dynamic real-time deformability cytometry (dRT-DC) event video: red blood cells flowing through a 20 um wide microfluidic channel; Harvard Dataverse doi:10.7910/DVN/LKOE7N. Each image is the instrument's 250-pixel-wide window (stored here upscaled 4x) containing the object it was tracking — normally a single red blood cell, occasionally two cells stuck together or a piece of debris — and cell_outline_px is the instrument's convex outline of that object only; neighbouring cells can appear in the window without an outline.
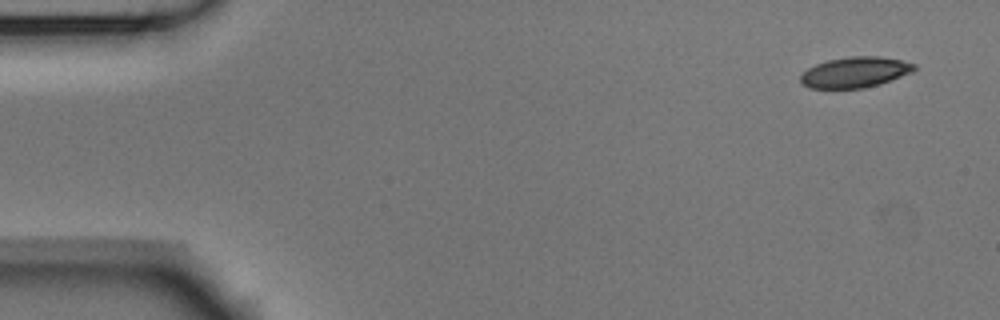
{"species": "Egyptian fruit bat (a non-hibernating species)", "species_latin": "Rousettus aegyptiacus", "temperature_condition": "room temperature", "stored_images_in_passage": 51, "camera_frame_rate_fps": 3000, "um_per_image_px": 0.085, "animal": {"sex": "male"}, "frame": {"image": 1, "passage_image": 1, "time_ms": 0.0, "image_size_px": [1000, 320], "cell_outline_px": [[916, 68], [912, 72], [880, 84], [864, 88], [808, 88], [800, 84], [800, 76], [808, 68], [816, 64], [828, 60], [848, 56], [880, 56], [900, 60], [916, 64]], "centroid_in_image_um": [72.66, 6.14], "position_along_channel_um": 12.3, "area_um2": 20.35}}
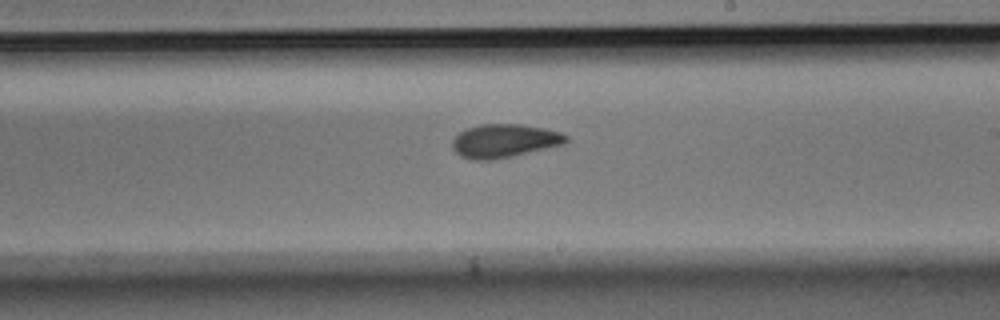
{"frame": {"image": 2, "passage_image": 29, "time_ms": 9.333, "image_size_px": [1000, 320], "cell_outline_px": [[568, 140], [564, 144], [512, 156], [488, 160], [472, 160], [460, 156], [452, 148], [452, 140], [460, 132], [468, 128], [480, 124], [520, 124], [544, 128], [560, 132], [568, 136]], "centroid_in_image_um": [42.86, 11.97], "position_along_channel_um": 246.1, "area_um2": 22.08}}
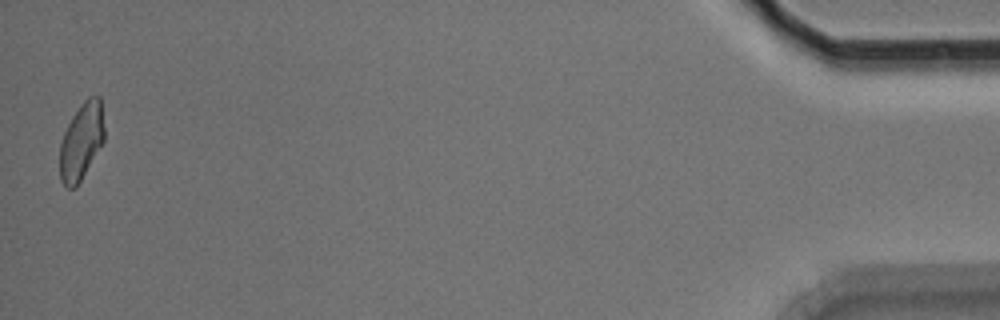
{"frame": {"image": 3, "passage_image": 51, "time_ms": 16.667, "image_size_px": [1000, 320], "cell_outline_px": [[104, 140], [76, 188], [68, 188], [60, 180], [60, 144], [64, 132], [72, 116], [84, 100], [88, 96], [100, 96], [104, 128]], "centroid_in_image_um": [6.91, 12.01], "position_along_channel_um": 428.3, "area_um2": 19.77}, "authors_computed_cell_mechanics": {"area_um2": 21.1548, "velocity_mm_per_s": 3.7393, "shape_relaxation_time_tau1_ms": 5.1695, "shape_relaxation_time_tau2_ms": 2.3564, "deformation_change_tau1": 0.1167, "deformation_change_tau2": 0.0722}}